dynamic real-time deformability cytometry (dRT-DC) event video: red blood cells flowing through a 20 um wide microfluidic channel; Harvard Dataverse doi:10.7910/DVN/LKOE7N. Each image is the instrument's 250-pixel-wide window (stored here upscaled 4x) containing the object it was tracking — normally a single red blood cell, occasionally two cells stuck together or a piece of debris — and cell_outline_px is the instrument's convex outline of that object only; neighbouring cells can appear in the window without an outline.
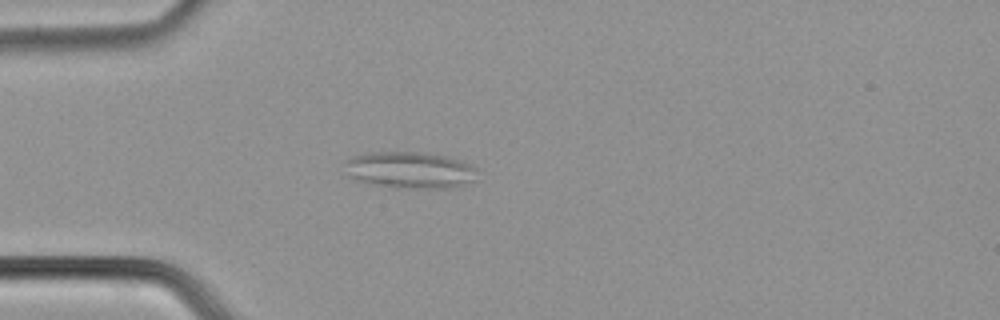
{"species": "common noctule bat (a hibernating species)", "species_latin": "Nyctalus noctula", "temperature_condition": "cold", "stored_images_in_passage": 35, "camera_frame_rate_fps": 3000, "um_per_image_px": 0.085, "animal": {"sex": "male", "body_mass_g": 21.5, "forearm_length_mm": 52.0}, "frame": {"image": 1, "passage_image": 6, "time_ms": 1.667, "image_size_px": [1000, 320], "cell_outline_px": [[476, 180], [464, 184], [444, 188], [392, 188], [356, 180], [348, 176], [344, 160], [352, 156], [368, 152], [420, 152], [444, 156], [460, 160], [476, 168]], "centroid_in_image_um": [34.8, 14.45], "position_along_channel_um": 50.2, "area_um2": 28.32}}
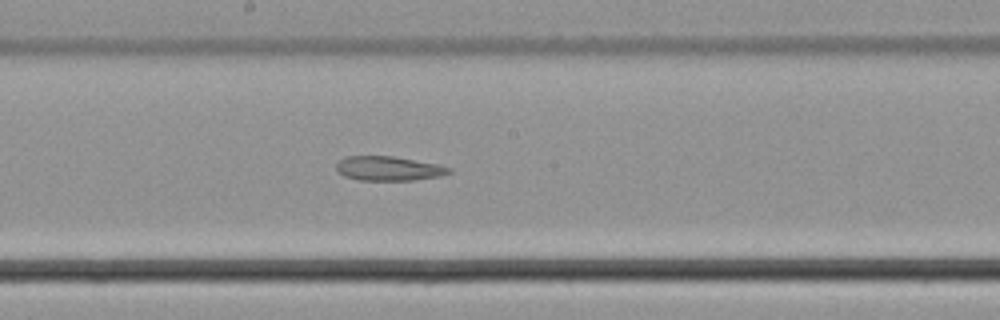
{"frame": {"image": 2, "passage_image": 19, "time_ms": 6.0, "image_size_px": [1000, 320], "cell_outline_px": [[452, 172], [440, 176], [412, 180], [360, 180], [344, 176], [336, 172], [336, 164], [344, 156], [392, 156], [436, 164], [452, 168]], "centroid_in_image_um": [32.99, 14.32], "position_along_channel_um": 215.2, "area_um2": 15.95}}
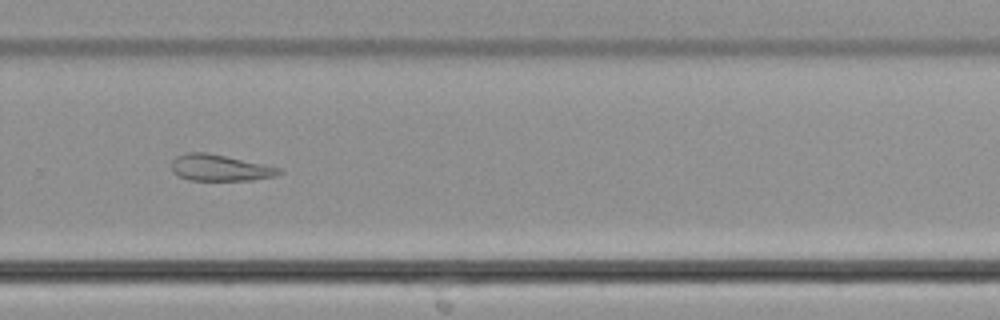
{"frame": {"image": 3, "passage_image": 26, "time_ms": 8.333, "image_size_px": [1000, 320], "cell_outline_px": [[284, 172], [276, 176], [252, 180], [188, 180], [172, 172], [172, 160], [176, 156], [184, 152], [204, 152], [264, 164], [280, 168]], "centroid_in_image_um": [18.68, 14.26], "position_along_channel_um": 311.1, "area_um2": 16.47}}